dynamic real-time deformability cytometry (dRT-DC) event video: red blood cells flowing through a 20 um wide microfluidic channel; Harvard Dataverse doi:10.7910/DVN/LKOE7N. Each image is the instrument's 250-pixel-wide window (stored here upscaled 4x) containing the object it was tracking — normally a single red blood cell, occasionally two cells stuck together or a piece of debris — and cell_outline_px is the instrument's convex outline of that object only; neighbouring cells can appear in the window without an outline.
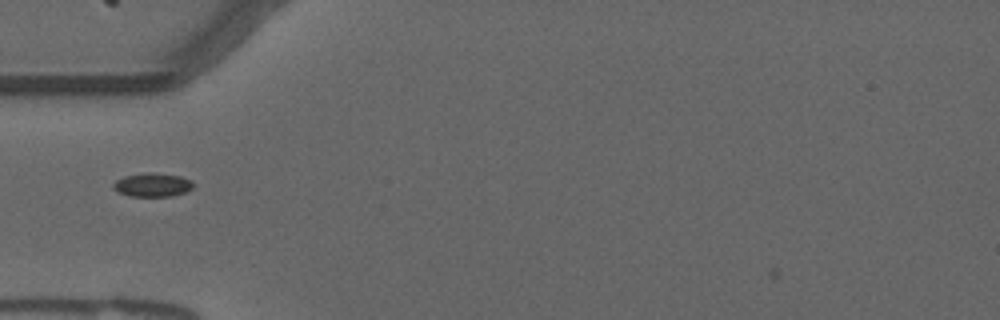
{"species": "common noctule bat (a hibernating species)", "species_latin": "Nyctalus noctula", "temperature_condition": "warm", "stored_images_in_passage": 38, "camera_frame_rate_fps": 3000, "um_per_image_px": 0.085, "animal": {"sex": "male", "forearm_length_mm": 52.5}, "frame": {"image": 1, "passage_image": 1, "time_ms": 0.0, "image_size_px": [1000, 320], "cell_outline_px": [[192, 188], [184, 192], [172, 196], [132, 196], [120, 192], [112, 188], [112, 184], [116, 180], [124, 176], [144, 172], [152, 172], [180, 176], [192, 180]], "centroid_in_image_um": [12.94, 15.7], "position_along_channel_um": 72.1, "area_um2": 10.98}}
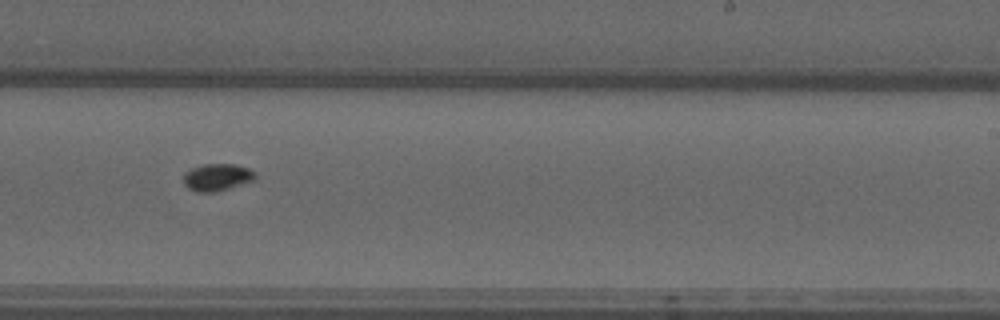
{"frame": {"image": 2, "passage_image": 17, "time_ms": 5.333, "image_size_px": [1000, 320], "cell_outline_px": [[256, 176], [252, 180], [228, 188], [212, 192], [196, 192], [188, 188], [184, 184], [184, 172], [200, 164], [236, 164], [248, 168], [256, 172]], "centroid_in_image_um": [18.42, 15.04], "position_along_channel_um": 270.6, "area_um2": 11.27}}
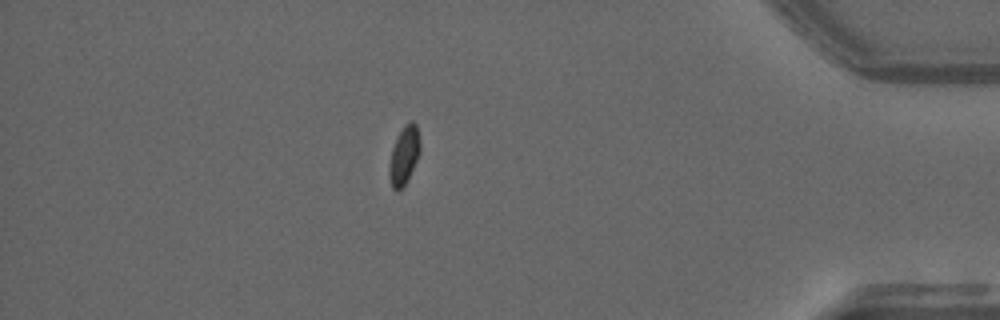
{"frame": {"image": 3, "passage_image": 31, "time_ms": 10.0, "image_size_px": [1000, 320], "cell_outline_px": [[420, 152], [408, 180], [400, 188], [392, 188], [388, 176], [388, 168], [392, 148], [404, 124], [412, 120], [416, 124], [420, 140]], "centroid_in_image_um": [34.35, 13.18], "position_along_channel_um": 400.9, "area_um2": 10.4}}